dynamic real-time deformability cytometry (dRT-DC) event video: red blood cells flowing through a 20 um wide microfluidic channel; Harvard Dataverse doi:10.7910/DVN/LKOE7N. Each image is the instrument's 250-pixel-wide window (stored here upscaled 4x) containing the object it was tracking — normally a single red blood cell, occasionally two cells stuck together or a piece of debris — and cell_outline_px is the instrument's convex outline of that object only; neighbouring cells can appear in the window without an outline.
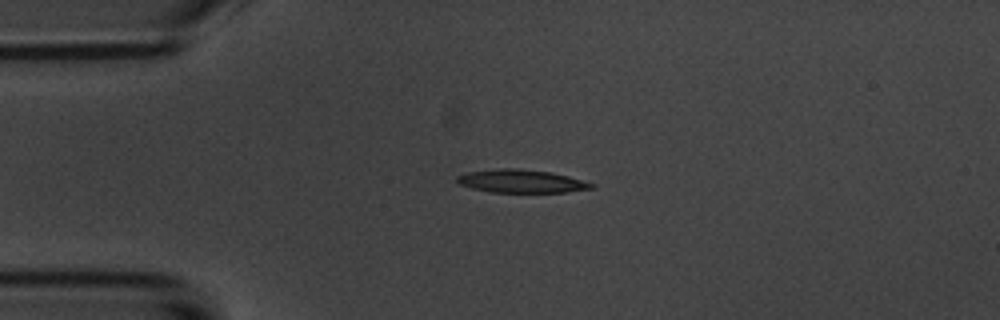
{"species": "common noctule bat (a hibernating species)", "species_latin": "Nyctalus noctula", "temperature_condition": "room temperature", "stored_images_in_passage": 6, "camera_frame_rate_fps": 3000, "um_per_image_px": 0.085, "animal": {"sex": "male", "body_mass_g": 20.1, "forearm_length_mm": 53.5}, "frame": {"image": 1, "passage_image": 3, "time_ms": 2.333, "image_size_px": [1000, 320], "cell_outline_px": [[596, 184], [592, 188], [568, 192], [492, 192], [472, 188], [460, 184], [456, 180], [456, 176], [468, 172], [500, 168], [516, 168], [552, 172], [568, 176]], "centroid_in_image_um": [44.32, 15.4], "position_along_channel_um": 40.7, "area_um2": 18.03}}
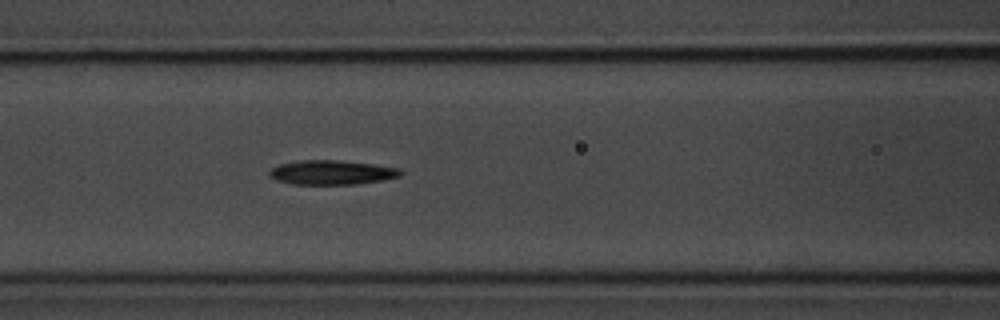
{"frame": {"image": 2, "passage_image": 6, "time_ms": 5.667, "image_size_px": [1000, 320], "cell_outline_px": [[404, 172], [400, 176], [380, 180], [356, 184], [292, 184], [276, 180], [268, 176], [268, 172], [272, 168], [280, 164], [296, 160], [340, 160], [372, 164], [400, 168]], "centroid_in_image_um": [28.17, 14.65], "position_along_channel_um": 138.4, "area_um2": 18.67}}